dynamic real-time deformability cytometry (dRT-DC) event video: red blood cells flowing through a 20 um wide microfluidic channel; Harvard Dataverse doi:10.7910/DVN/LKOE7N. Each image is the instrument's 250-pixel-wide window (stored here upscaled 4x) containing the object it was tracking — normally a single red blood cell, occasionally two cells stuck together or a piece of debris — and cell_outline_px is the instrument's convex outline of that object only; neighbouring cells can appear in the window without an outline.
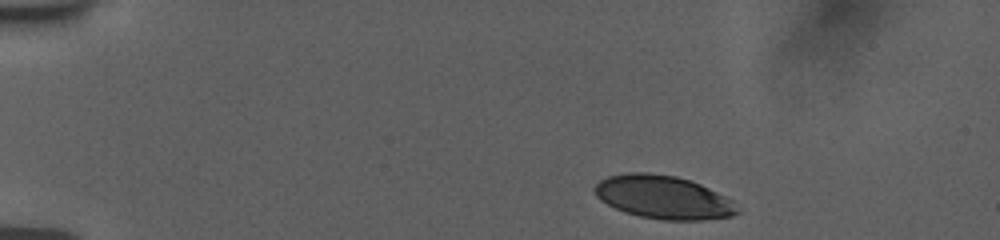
{"species": "human", "species_latin": "Homo sapiens", "temperature_condition": "room temperature", "stored_images_in_passage": 7, "camera_frame_rate_fps": 3000, "um_per_image_px": 0.085, "donor": {"sex": "female"}, "frame": {"image": 1, "passage_image": 1, "time_ms": 0.0, "image_size_px": [1000, 240], "cell_outline_px": [[740, 212], [732, 216], [704, 220], [660, 220], [640, 216], [624, 212], [600, 200], [596, 196], [596, 184], [600, 180], [608, 176], [628, 172], [648, 172], [676, 176], [700, 184], [732, 200], [740, 208]], "centroid_in_image_um": [56.4, 16.77], "position_along_channel_um": 28.6, "area_um2": 35.95}}
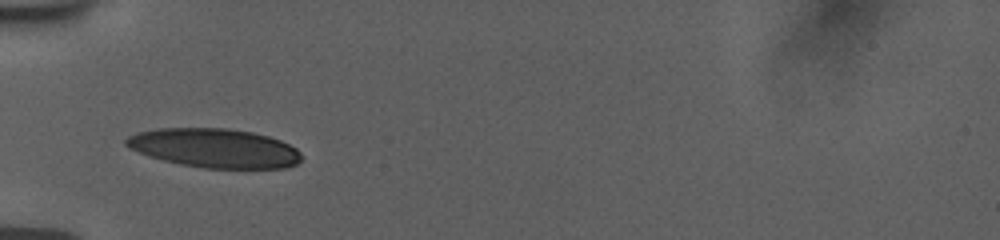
{"frame": {"image": 2, "passage_image": 5, "time_ms": 3.333, "image_size_px": [1000, 240], "cell_outline_px": [[300, 160], [296, 164], [288, 168], [204, 168], [180, 164], [148, 156], [128, 148], [124, 144], [124, 140], [128, 136], [136, 132], [156, 128], [228, 128], [252, 132], [268, 136], [280, 140], [296, 148], [300, 152]], "centroid_in_image_um": [18.2, 12.58], "position_along_channel_um": 66.8, "area_um2": 40.11}}
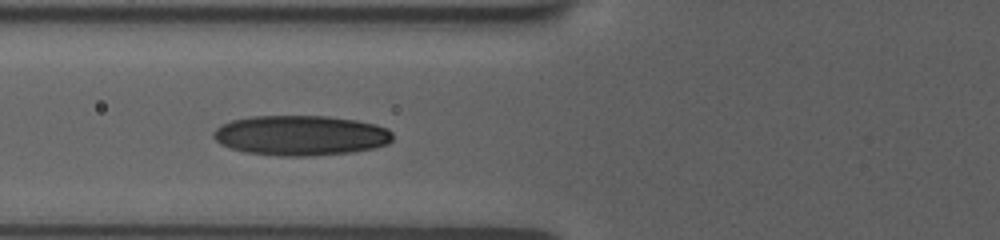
{"frame": {"image": 3, "passage_image": 6, "time_ms": 4.333, "image_size_px": [1000, 240], "cell_outline_px": [[392, 140], [388, 144], [376, 148], [352, 152], [308, 156], [280, 156], [244, 152], [220, 144], [212, 136], [212, 132], [216, 128], [232, 120], [252, 116], [328, 116], [356, 120], [376, 124], [388, 128], [392, 132]], "centroid_in_image_um": [25.58, 11.51], "position_along_channel_um": 100.2, "area_um2": 42.08}}